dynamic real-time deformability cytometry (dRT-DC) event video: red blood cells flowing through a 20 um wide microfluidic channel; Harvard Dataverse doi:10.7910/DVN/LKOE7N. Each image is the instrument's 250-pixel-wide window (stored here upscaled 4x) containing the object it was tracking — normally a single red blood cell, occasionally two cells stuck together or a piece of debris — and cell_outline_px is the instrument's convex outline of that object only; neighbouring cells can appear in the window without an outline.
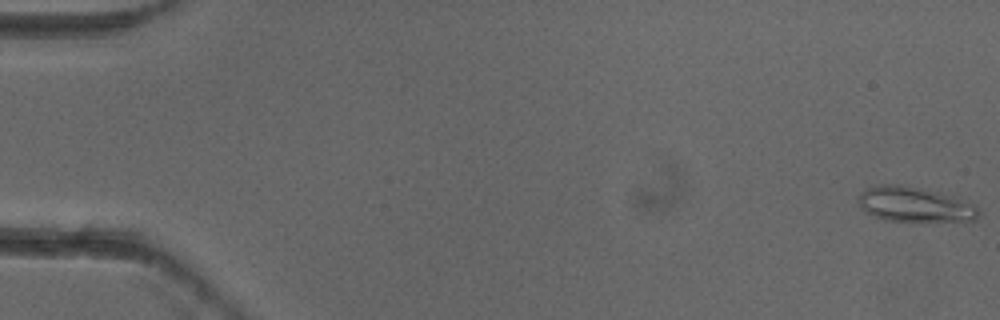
{"species": "common noctule bat (a hibernating species)", "species_latin": "Nyctalus noctula", "temperature_condition": "cold", "stored_images_in_passage": 5, "camera_frame_rate_fps": 3000, "um_per_image_px": 0.085, "animal": {"sex": "female"}, "frame": {"image": 1, "passage_image": 1, "time_ms": 0.0, "image_size_px": [1000, 320], "cell_outline_px": [[980, 212], [976, 220], [912, 224], [888, 220], [864, 212], [860, 208], [856, 200], [860, 192], [868, 188], [880, 184], [896, 184], [956, 196], [976, 208]], "centroid_in_image_um": [77.71, 17.44], "position_along_channel_um": 7.3, "area_um2": 25.14}}